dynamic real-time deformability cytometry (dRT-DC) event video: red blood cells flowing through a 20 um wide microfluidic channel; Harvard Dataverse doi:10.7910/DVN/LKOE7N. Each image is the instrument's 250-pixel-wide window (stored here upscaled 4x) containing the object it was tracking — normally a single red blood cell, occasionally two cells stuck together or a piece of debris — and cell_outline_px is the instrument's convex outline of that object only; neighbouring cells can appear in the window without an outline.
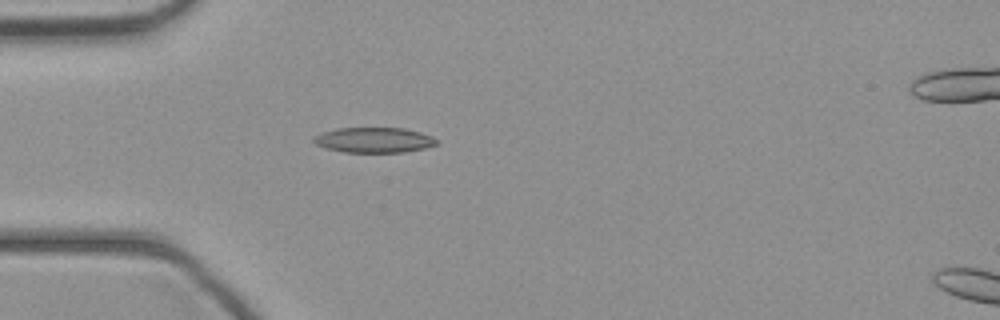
{"species": "common noctule bat (a hibernating species)", "species_latin": "Nyctalus noctula", "temperature_condition": "cold", "stored_images_in_passage": 37, "camera_frame_rate_fps": 3000, "um_per_image_px": 0.085, "animal": {"sex": "female", "body_mass_g": 21.9}, "frame": {"image": 1, "passage_image": 6, "time_ms": 1.667, "image_size_px": [1000, 320], "cell_outline_px": [[440, 144], [424, 148], [404, 152], [344, 152], [328, 148], [316, 144], [312, 140], [312, 136], [324, 132], [340, 128], [404, 128], [420, 132], [432, 136]], "centroid_in_image_um": [31.81, 11.9], "position_along_channel_um": 53.2, "area_um2": 17.98}}
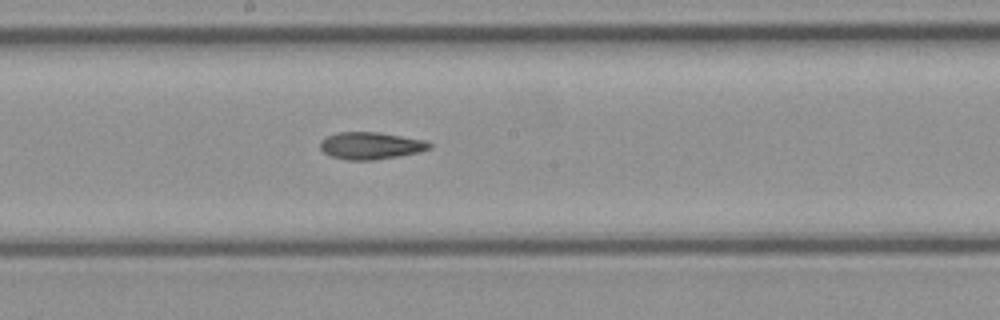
{"frame": {"image": 2, "passage_image": 17, "time_ms": 5.333, "image_size_px": [1000, 320], "cell_outline_px": [[432, 148], [420, 152], [372, 160], [344, 160], [332, 156], [324, 152], [320, 148], [320, 140], [336, 132], [380, 132], [424, 140], [432, 144]], "centroid_in_image_um": [31.51, 12.37], "position_along_channel_um": 216.7, "area_um2": 17.28}}
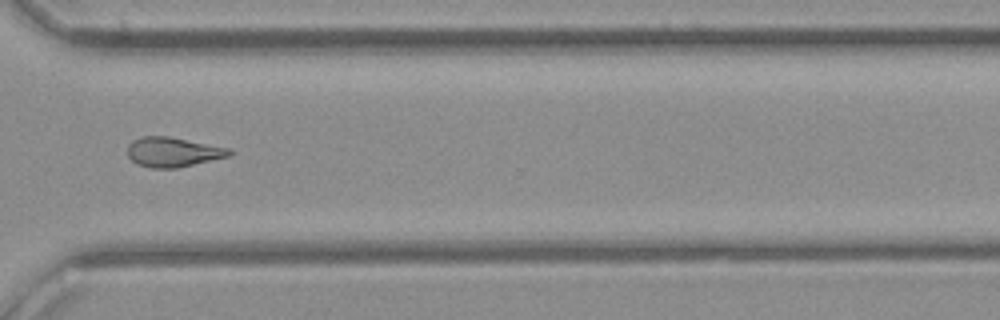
{"frame": {"image": 3, "passage_image": 26, "time_ms": 8.333, "image_size_px": [1000, 320], "cell_outline_px": [[232, 152], [228, 156], [176, 168], [148, 168], [136, 164], [128, 156], [128, 144], [132, 140], [144, 136], [168, 136], [232, 148]], "centroid_in_image_um": [14.68, 12.92], "position_along_channel_um": 355.9, "area_um2": 17.63}}